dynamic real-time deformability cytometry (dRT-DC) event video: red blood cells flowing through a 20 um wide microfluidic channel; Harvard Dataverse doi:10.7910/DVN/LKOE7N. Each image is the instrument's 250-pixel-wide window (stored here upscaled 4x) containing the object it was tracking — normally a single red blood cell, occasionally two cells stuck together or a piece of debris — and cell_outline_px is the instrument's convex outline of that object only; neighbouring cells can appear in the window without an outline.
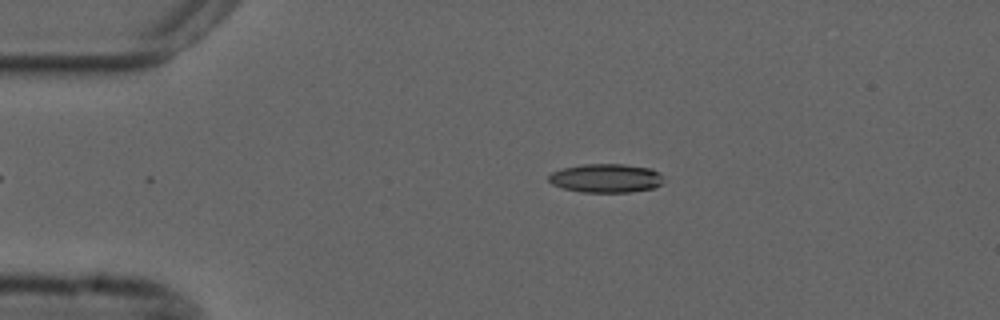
{"species": "common noctule bat (a hibernating species)", "species_latin": "Nyctalus noctula", "temperature_condition": "cold", "stored_images_in_passage": 39, "camera_frame_rate_fps": 3000, "um_per_image_px": 0.085, "animal": {"sex": "male", "forearm_length_mm": 52.5}, "frame": {"image": 1, "passage_image": 2, "time_ms": 0.333, "image_size_px": [1000, 320], "cell_outline_px": [[664, 180], [656, 188], [628, 192], [580, 192], [564, 188], [552, 184], [548, 180], [548, 176], [552, 172], [564, 168], [584, 164], [624, 164], [652, 168], [660, 172], [664, 176]], "centroid_in_image_um": [51.56, 15.14], "position_along_channel_um": 33.4, "area_um2": 19.42}}
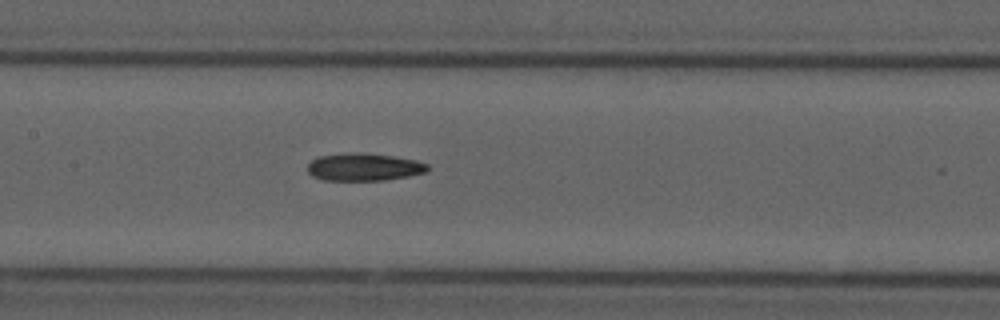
{"frame": {"image": 2, "passage_image": 17, "time_ms": 5.333, "image_size_px": [1000, 320], "cell_outline_px": [[428, 172], [408, 176], [384, 180], [324, 180], [312, 176], [308, 172], [308, 164], [316, 156], [352, 152], [360, 152], [392, 156], [416, 160], [428, 164]], "centroid_in_image_um": [30.92, 14.19], "position_along_channel_um": 176.5, "area_um2": 19.36}}
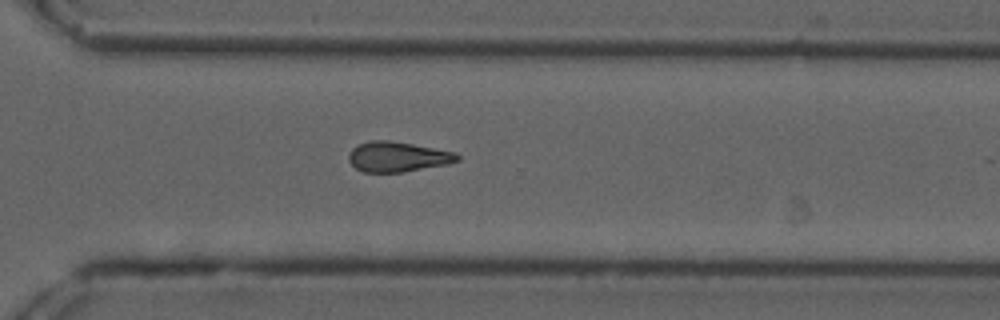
{"frame": {"image": 3, "passage_image": 30, "time_ms": 9.667, "image_size_px": [1000, 320], "cell_outline_px": [[460, 160], [448, 164], [404, 172], [364, 172], [356, 168], [348, 160], [348, 152], [356, 144], [372, 140], [388, 140], [412, 144], [456, 152], [460, 156]], "centroid_in_image_um": [33.79, 13.32], "position_along_channel_um": 336.8, "area_um2": 19.19}, "authors_computed_cell_mechanics": {"area_um2": 19.0162, "velocity_mm_per_s": 3.7128, "shape_relaxation_time_tau1_ms": null, "shape_relaxation_time_tau2_ms": 9.325, "deformation_change_tau1": null, "deformation_change_tau2": 0.2235}}